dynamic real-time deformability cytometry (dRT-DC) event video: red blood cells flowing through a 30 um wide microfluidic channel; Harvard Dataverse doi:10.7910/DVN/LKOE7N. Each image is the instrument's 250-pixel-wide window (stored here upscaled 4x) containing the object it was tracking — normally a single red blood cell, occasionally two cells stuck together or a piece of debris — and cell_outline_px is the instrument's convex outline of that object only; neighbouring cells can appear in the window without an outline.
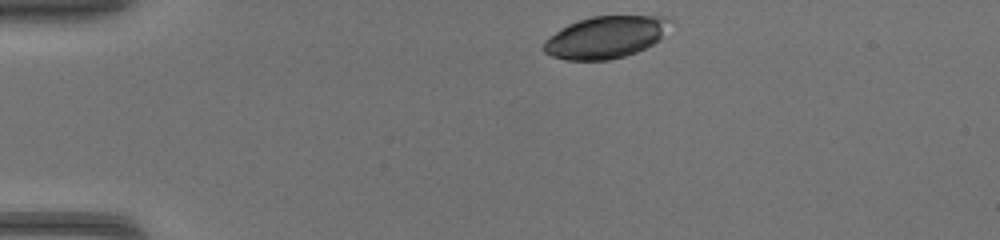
{"species": "common noctule bat (a hibernating species)", "species_latin": "Nyctalus noctula", "temperature_condition": "warm", "stored_images_in_passage": 37, "camera_frame_rate_fps": 3000, "um_per_image_px": 0.085, "animal": {"sex": "female", "body_mass_g": 17.0, "forearm_length_mm": 48.0}, "frame": {"image": 1, "passage_image": 1, "time_ms": 0.0, "image_size_px": [1000, 240], "cell_outline_px": [[672, 20], [660, 40], [636, 52], [624, 56], [608, 60], [564, 60], [552, 56], [544, 52], [540, 48], [544, 40], [560, 28], [568, 24], [592, 16], [668, 16]], "centroid_in_image_um": [51.44, 3.16], "position_along_channel_um": 33.6, "area_um2": 31.15}}